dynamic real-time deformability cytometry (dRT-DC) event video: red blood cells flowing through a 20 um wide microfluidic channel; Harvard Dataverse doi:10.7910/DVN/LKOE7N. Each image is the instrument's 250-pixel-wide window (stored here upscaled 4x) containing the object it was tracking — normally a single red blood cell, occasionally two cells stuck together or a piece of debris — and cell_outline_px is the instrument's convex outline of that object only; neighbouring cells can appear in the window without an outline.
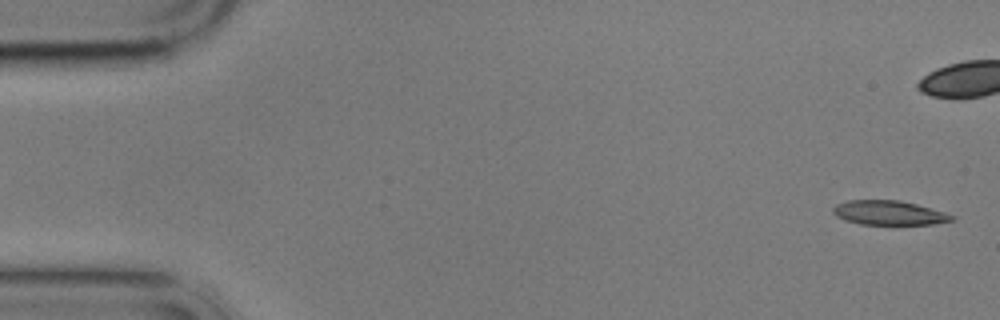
{"species": "common noctule bat (a hibernating species)", "species_latin": "Nyctalus noctula", "temperature_condition": "cold", "stored_images_in_passage": 2, "camera_frame_rate_fps": 3000, "um_per_image_px": 0.085, "animal": {"sex": "male", "body_mass_g": 17.9}, "frame": {"image": 1, "passage_image": 2, "time_ms": 1.333, "image_size_px": [1000, 320], "cell_outline_px": [[956, 216], [952, 220], [932, 224], [860, 224], [844, 220], [836, 216], [832, 212], [832, 208], [836, 204], [848, 200], [900, 200], [916, 204], [944, 212]], "centroid_in_image_um": [75.52, 18.08], "position_along_channel_um": 9.5, "area_um2": 16.76}}